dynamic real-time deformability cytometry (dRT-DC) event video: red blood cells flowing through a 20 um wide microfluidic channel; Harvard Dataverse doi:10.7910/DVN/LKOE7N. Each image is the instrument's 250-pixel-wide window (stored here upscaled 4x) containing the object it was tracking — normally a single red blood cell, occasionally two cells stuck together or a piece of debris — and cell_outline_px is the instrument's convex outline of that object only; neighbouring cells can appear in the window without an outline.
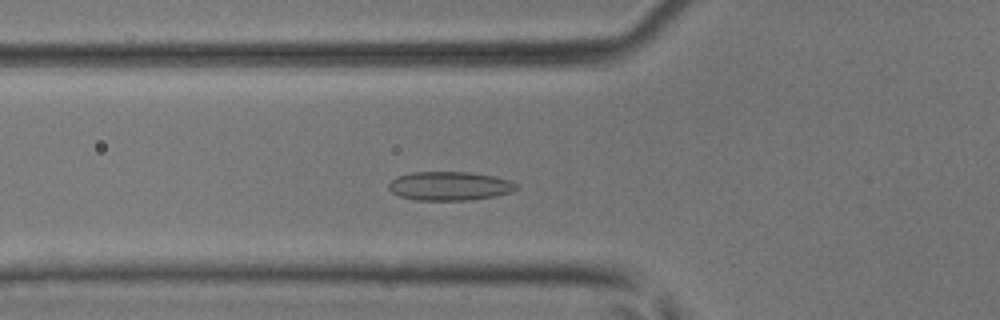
{"species": "common noctule bat (a hibernating species)", "species_latin": "Nyctalus noctula", "temperature_condition": "room temperature", "stored_images_in_passage": 45, "camera_frame_rate_fps": 3000, "um_per_image_px": 0.085, "animal": {"sex": "male", "body_mass_g": 17.9, "forearm_length_mm": 54.2}, "frame": {"image": 1, "passage_image": 14, "time_ms": 4.333, "image_size_px": [1000, 320], "cell_outline_px": [[516, 188], [512, 192], [496, 196], [468, 200], [416, 200], [400, 196], [392, 192], [388, 188], [388, 184], [396, 176], [412, 172], [468, 172], [496, 176], [508, 180], [516, 184]], "centroid_in_image_um": [38.2, 15.81], "position_along_channel_um": 87.6, "area_um2": 21.44}}
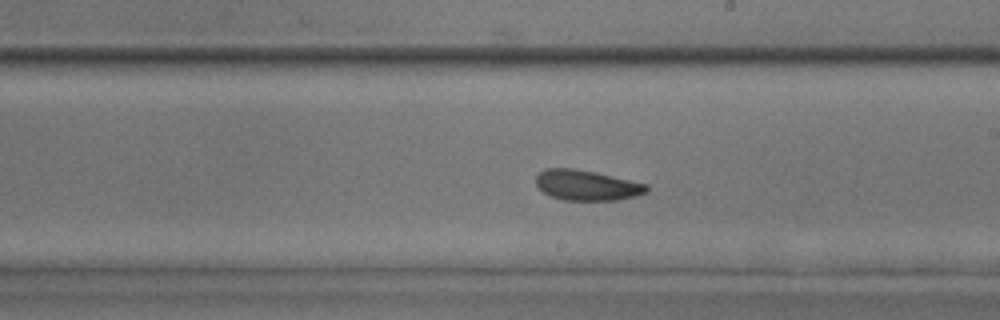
{"frame": {"image": 2, "passage_image": 25, "time_ms": 8.0, "image_size_px": [1000, 320], "cell_outline_px": [[648, 192], [636, 196], [616, 200], [564, 200], [552, 196], [544, 192], [536, 184], [536, 176], [544, 168], [572, 168], [596, 172], [648, 184]], "centroid_in_image_um": [49.9, 15.74], "position_along_channel_um": 239.1, "area_um2": 19.54}}
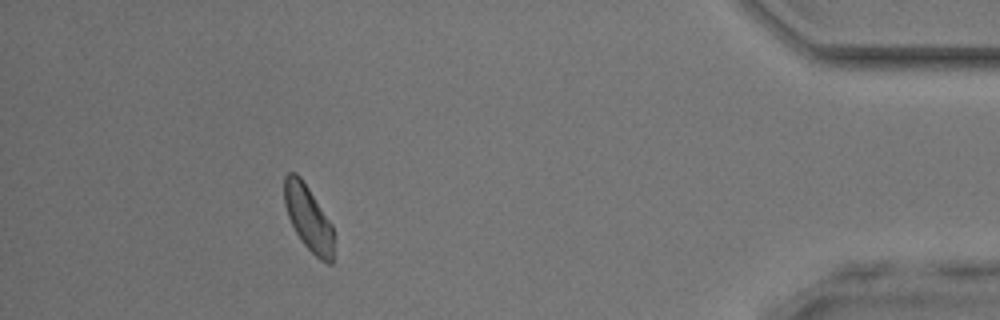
{"frame": {"image": 3, "passage_image": 41, "time_ms": 13.333, "image_size_px": [1000, 320], "cell_outline_px": [[332, 264], [328, 264], [320, 260], [304, 244], [296, 232], [288, 216], [284, 204], [284, 176], [288, 172], [296, 172], [300, 176], [332, 224]], "centroid_in_image_um": [26.18, 18.5], "position_along_channel_um": 409.0, "area_um2": 18.44}, "authors_computed_cell_mechanics": {"area_um2": 19.5942, "velocity_mm_per_s": 4.1478, "shape_relaxation_time_tau1_ms": 5.7063, "shape_relaxation_time_tau2_ms": 1.9777, "deformation_change_tau1": 0.0804, "deformation_change_tau2": 0.0603}}